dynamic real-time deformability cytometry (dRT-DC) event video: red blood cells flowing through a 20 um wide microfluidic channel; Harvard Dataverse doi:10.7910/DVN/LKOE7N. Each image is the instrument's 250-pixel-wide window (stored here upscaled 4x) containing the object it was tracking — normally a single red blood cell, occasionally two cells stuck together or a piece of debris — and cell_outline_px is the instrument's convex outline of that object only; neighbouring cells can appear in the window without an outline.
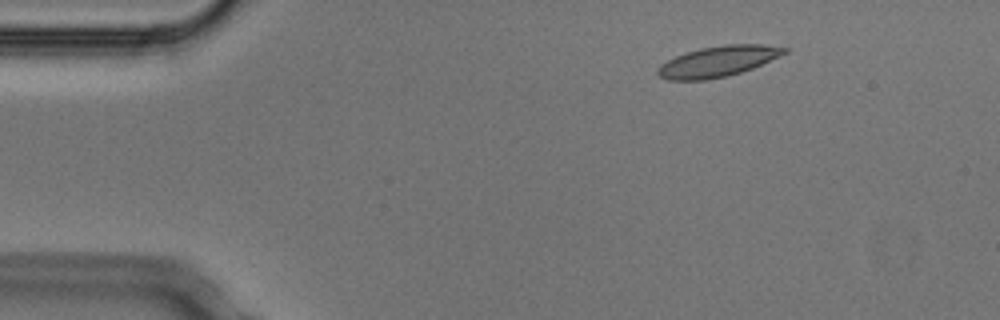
{"species": "Egyptian fruit bat (a non-hibernating species)", "species_latin": "Rousettus aegyptiacus", "temperature_condition": "cold", "stored_images_in_passage": 3, "camera_frame_rate_fps": 3000, "um_per_image_px": 0.085, "animal": {"sex": "male"}, "frame": {"image": 1, "passage_image": 1, "time_ms": 0.0, "image_size_px": [1000, 320], "cell_outline_px": [[792, 48], [788, 52], [752, 68], [728, 76], [704, 80], [668, 80], [660, 76], [656, 72], [656, 68], [660, 64], [676, 56], [700, 48], [724, 44], [764, 44]], "centroid_in_image_um": [61.04, 5.21], "position_along_channel_um": 24.0, "area_um2": 22.66}}